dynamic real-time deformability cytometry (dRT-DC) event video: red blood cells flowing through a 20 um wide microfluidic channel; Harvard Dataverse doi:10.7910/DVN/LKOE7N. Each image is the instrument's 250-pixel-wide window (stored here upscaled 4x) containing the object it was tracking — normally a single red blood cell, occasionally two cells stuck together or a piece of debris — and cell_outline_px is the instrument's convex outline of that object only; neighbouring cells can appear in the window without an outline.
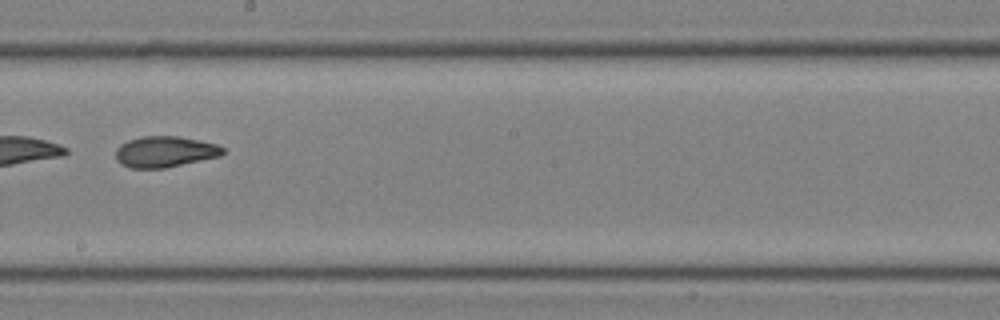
{"species": "common noctule bat (a hibernating species)", "species_latin": "Nyctalus noctula", "temperature_condition": "room temperature", "stored_images_in_passage": 25, "camera_frame_rate_fps": 3000, "um_per_image_px": 0.085, "animal": {"sex": "male", "body_mass_g": 19.0, "forearm_length_mm": 50.8}, "frame": {"image": 1, "passage_image": 18, "time_ms": 5.667, "image_size_px": [1000, 320], "cell_outline_px": [[224, 152], [220, 156], [164, 168], [132, 168], [120, 164], [116, 160], [116, 148], [120, 144], [128, 140], [140, 136], [180, 136], [216, 144], [224, 148]], "centroid_in_image_um": [13.98, 12.89], "position_along_channel_um": 234.2, "area_um2": 19.36}}